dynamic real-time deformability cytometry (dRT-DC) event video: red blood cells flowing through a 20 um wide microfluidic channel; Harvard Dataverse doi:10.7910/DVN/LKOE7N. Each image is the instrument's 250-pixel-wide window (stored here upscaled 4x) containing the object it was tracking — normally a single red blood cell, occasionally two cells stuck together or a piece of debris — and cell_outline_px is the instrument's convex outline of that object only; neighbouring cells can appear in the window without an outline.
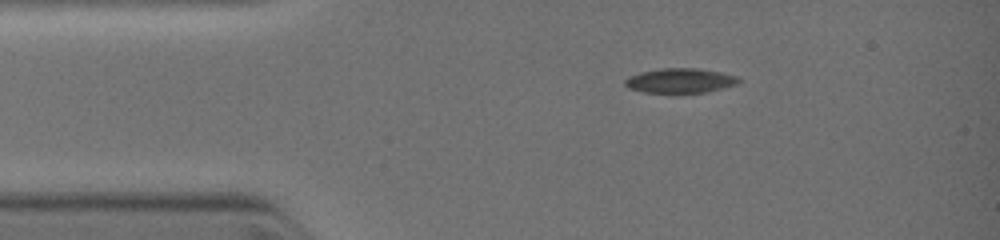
{"species": "common noctule bat (a hibernating species)", "species_latin": "Nyctalus noctula", "temperature_condition": "warm", "stored_images_in_passage": 15, "camera_frame_rate_fps": 3000, "um_per_image_px": 0.085, "animal": {"sex": "female", "body_mass_g": 19.0, "forearm_length_mm": 51.5}, "frame": {"image": 1, "passage_image": 1, "time_ms": 0.0, "image_size_px": [1000, 240], "cell_outline_px": [[744, 80], [736, 84], [724, 88], [708, 92], [672, 96], [644, 92], [628, 88], [624, 84], [624, 80], [628, 76], [640, 72], [660, 68], [696, 68], [720, 72], [736, 76]], "centroid_in_image_um": [57.79, 6.9], "position_along_channel_um": 27.2, "area_um2": 17.28}}
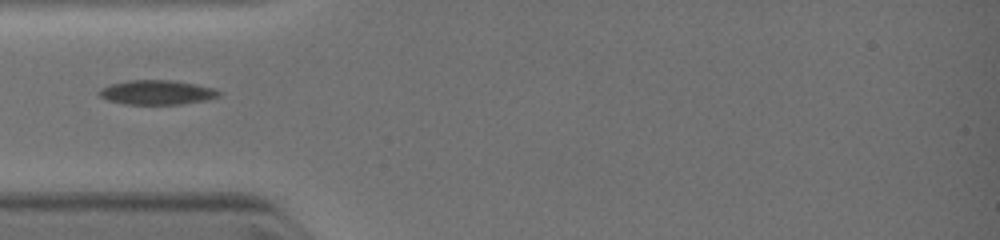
{"frame": {"image": 2, "passage_image": 10, "time_ms": 1.667, "image_size_px": [1000, 240], "cell_outline_px": [[224, 92], [220, 96], [208, 100], [180, 104], [124, 104], [108, 100], [100, 96], [96, 92], [100, 88], [108, 84], [128, 80], [176, 80], [216, 88]], "centroid_in_image_um": [13.37, 7.84], "position_along_channel_um": 71.6, "area_um2": 17.46}}